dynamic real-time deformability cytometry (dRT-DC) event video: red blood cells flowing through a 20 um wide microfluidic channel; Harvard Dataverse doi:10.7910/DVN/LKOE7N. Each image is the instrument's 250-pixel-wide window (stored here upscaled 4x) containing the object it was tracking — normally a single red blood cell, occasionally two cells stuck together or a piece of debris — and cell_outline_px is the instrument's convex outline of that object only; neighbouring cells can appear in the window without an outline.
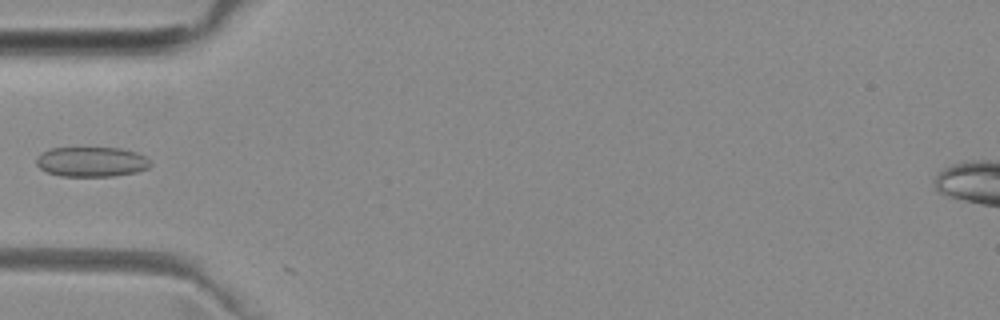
{"species": "common noctule bat (a hibernating species)", "species_latin": "Nyctalus noctula", "temperature_condition": "room temperature", "stored_images_in_passage": 17, "camera_frame_rate_fps": 3000, "um_per_image_px": 0.085, "animal": {"sex": "female", "body_mass_g": 29.2, "forearm_length_mm": 56.3}, "frame": {"image": 1, "passage_image": 16, "time_ms": 5.0, "image_size_px": [1000, 320], "cell_outline_px": [[152, 164], [148, 168], [136, 172], [112, 176], [60, 176], [48, 172], [40, 168], [36, 164], [36, 156], [40, 152], [52, 148], [120, 148], [136, 152], [144, 156]], "centroid_in_image_um": [7.75, 13.75], "position_along_channel_um": 77.3, "area_um2": 19.88}}